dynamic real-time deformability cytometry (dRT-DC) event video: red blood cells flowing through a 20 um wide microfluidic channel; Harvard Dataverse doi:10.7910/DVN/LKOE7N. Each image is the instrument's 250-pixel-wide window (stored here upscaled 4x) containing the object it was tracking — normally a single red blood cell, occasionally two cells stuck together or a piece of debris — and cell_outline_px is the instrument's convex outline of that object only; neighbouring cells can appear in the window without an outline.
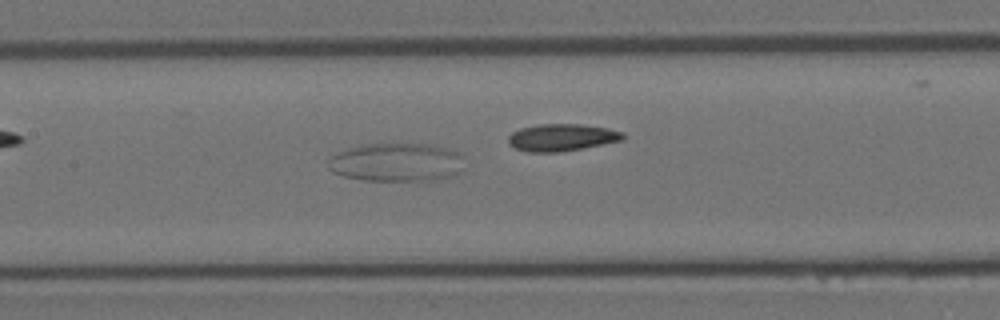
{"species": "Egyptian fruit bat (a non-hibernating species)", "species_latin": "Rousettus aegyptiacus", "temperature_condition": "room temperature", "stored_images_in_passage": 39, "camera_frame_rate_fps": 3000, "um_per_image_px": 0.085, "animal": {"sex": "female"}, "frame": {"image": 1, "passage_image": 21, "time_ms": 6.667, "image_size_px": [1000, 320], "cell_outline_px": [[464, 168], [460, 172], [436, 180], [360, 180], [344, 176], [332, 172], [328, 168], [328, 160], [332, 156], [348, 148], [360, 144], [432, 144], [452, 148], [460, 152], [464, 156]], "centroid_in_image_um": [33.76, 13.78], "position_along_channel_um": 173.6, "area_um2": 30.92}}
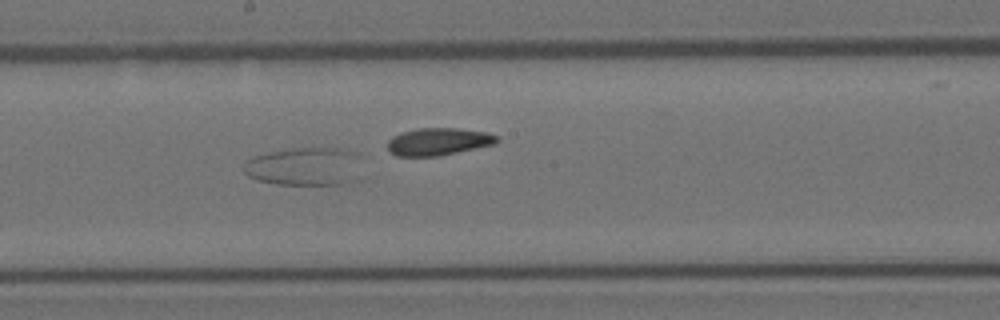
{"frame": {"image": 2, "passage_image": 25, "time_ms": 8.0, "image_size_px": [1000, 320], "cell_outline_px": [[360, 156], [340, 184], [276, 184], [256, 180], [248, 176], [244, 172], [244, 164], [248, 160], [256, 156], [272, 152], [292, 148], [340, 148], [356, 152]], "centroid_in_image_um": [25.69, 14.12], "position_along_channel_um": 222.5, "area_um2": 24.85}}